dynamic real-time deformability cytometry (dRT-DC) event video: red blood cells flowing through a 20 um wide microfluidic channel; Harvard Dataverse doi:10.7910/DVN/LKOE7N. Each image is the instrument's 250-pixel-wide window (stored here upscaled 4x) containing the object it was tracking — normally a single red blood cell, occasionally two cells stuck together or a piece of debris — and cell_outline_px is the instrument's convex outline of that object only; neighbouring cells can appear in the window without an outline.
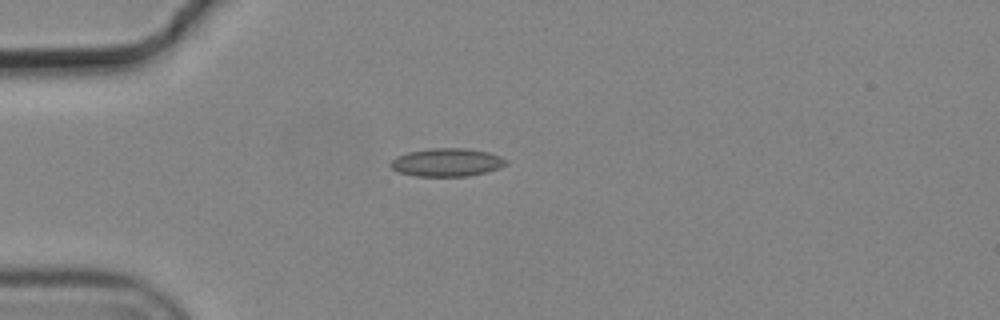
{"species": "common noctule bat (a hibernating species)", "species_latin": "Nyctalus noctula", "temperature_condition": "cold", "stored_images_in_passage": 6, "camera_frame_rate_fps": 3000, "um_per_image_px": 0.085, "animal": {"sex": "male", "body_mass_g": 19.2, "forearm_length_mm": 51.8}, "frame": {"image": 1, "passage_image": 1, "time_ms": 0.0, "image_size_px": [1000, 320], "cell_outline_px": [[508, 164], [500, 168], [468, 176], [416, 176], [400, 172], [392, 168], [388, 164], [396, 156], [408, 152], [432, 148], [464, 148], [488, 152], [500, 156], [508, 160]], "centroid_in_image_um": [37.99, 13.8], "position_along_channel_um": 47.0, "area_um2": 18.9}}
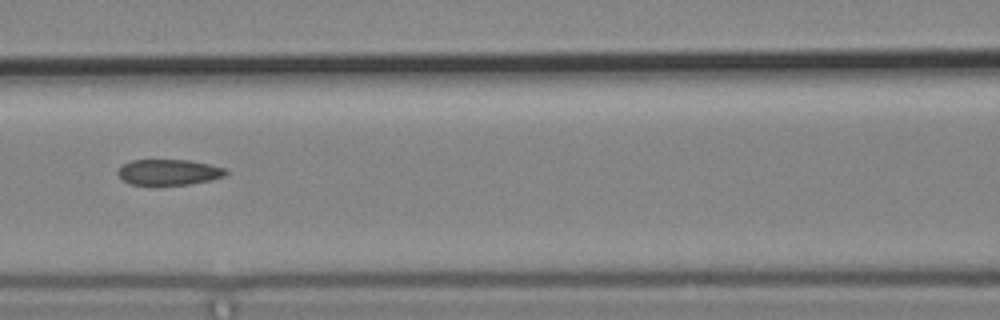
{"frame": {"image": 2, "passage_image": 4, "time_ms": 1.0, "image_size_px": [1000, 320], "cell_outline_px": [[228, 172], [224, 176], [192, 184], [156, 188], [152, 188], [128, 184], [116, 172], [124, 164], [132, 160], [192, 160], [228, 168]], "centroid_in_image_um": [14.34, 14.68], "position_along_channel_um": 152.3, "area_um2": 17.05}}
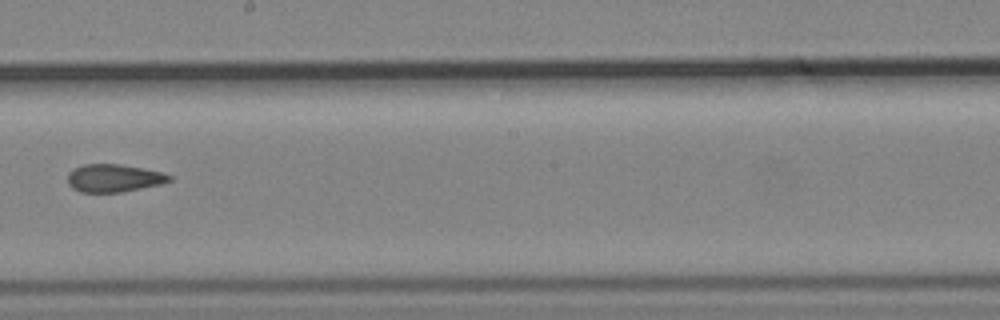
{"frame": {"image": 3, "passage_image": 6, "time_ms": 1.667, "image_size_px": [1000, 320], "cell_outline_px": [[172, 180], [160, 184], [120, 192], [80, 192], [72, 188], [68, 184], [68, 172], [84, 164], [120, 164], [160, 172], [172, 176]], "centroid_in_image_um": [9.64, 15.14], "position_along_channel_um": 238.6, "area_um2": 16.24}}